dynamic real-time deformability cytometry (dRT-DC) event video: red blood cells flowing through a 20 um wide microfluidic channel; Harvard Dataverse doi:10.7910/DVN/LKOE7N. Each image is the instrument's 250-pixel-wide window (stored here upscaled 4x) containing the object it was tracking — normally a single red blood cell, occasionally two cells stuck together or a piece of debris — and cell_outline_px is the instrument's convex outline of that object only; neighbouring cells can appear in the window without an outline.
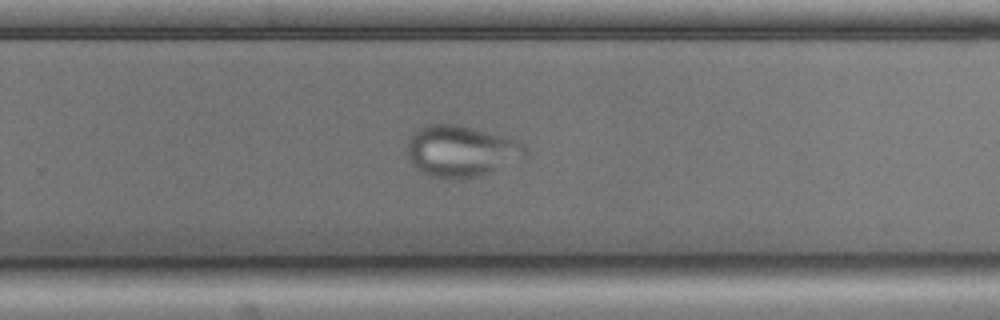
{"species": "common noctule bat (a hibernating species)", "species_latin": "Nyctalus noctula", "temperature_condition": "cold", "stored_images_in_passage": 55, "camera_frame_rate_fps": 3000, "um_per_image_px": 0.085, "animal": {"sex": "male", "body_mass_g": 17.9, "forearm_length_mm": 54.2}, "frame": {"image": 1, "passage_image": 34, "time_ms": 11.0, "image_size_px": [1000, 320], "cell_outline_px": [[528, 152], [524, 156], [476, 176], [460, 180], [452, 180], [432, 176], [416, 168], [408, 160], [408, 140], [412, 132], [420, 128], [432, 124], [456, 124], [520, 140], [524, 144]], "centroid_in_image_um": [39.14, 12.83], "position_along_channel_um": 290.7, "area_um2": 34.8}}
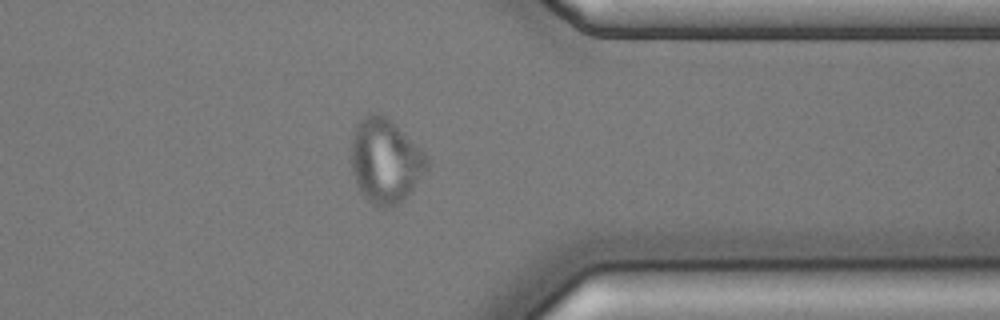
{"frame": {"image": 2, "passage_image": 42, "time_ms": 13.667, "image_size_px": [1000, 320], "cell_outline_px": [[428, 168], [412, 188], [396, 204], [388, 208], [376, 208], [364, 196], [356, 184], [352, 172], [352, 132], [356, 124], [364, 116], [372, 112], [376, 112], [384, 116], [420, 148], [424, 152], [428, 160]], "centroid_in_image_um": [32.71, 13.68], "position_along_channel_um": 378.7, "area_um2": 36.59}}